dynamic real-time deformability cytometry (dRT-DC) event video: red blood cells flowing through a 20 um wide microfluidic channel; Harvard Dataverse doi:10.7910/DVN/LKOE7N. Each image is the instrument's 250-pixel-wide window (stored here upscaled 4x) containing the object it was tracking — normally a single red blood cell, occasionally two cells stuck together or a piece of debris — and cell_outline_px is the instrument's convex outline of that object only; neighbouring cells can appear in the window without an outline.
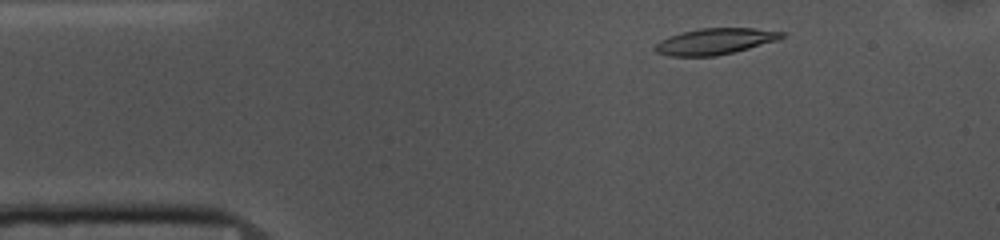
{"species": "common noctule bat (a hibernating species)", "species_latin": "Nyctalus noctula", "temperature_condition": "cold", "stored_images_in_passage": 49, "camera_frame_rate_fps": 3000, "um_per_image_px": 0.085, "animal": {"sex": "female", "body_mass_g": 10.0, "forearm_length_mm": 53.1}, "frame": {"image": 1, "passage_image": 3, "time_ms": 0.667, "image_size_px": [1000, 240], "cell_outline_px": [[784, 36], [776, 40], [748, 48], [716, 56], [668, 56], [656, 52], [652, 48], [660, 40], [668, 36], [700, 28], [752, 28], [784, 32]], "centroid_in_image_um": [60.71, 3.52], "position_along_channel_um": 24.3, "area_um2": 19.07}}
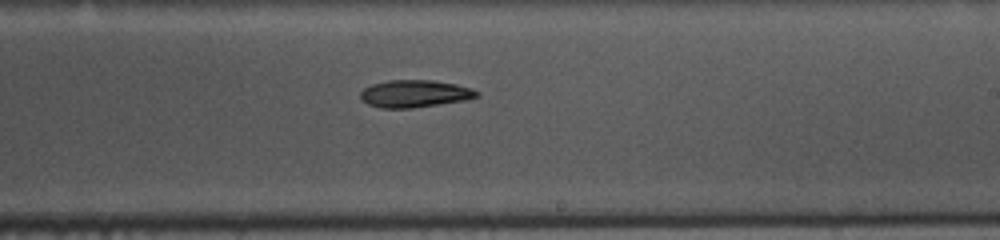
{"frame": {"image": 2, "passage_image": 26, "time_ms": 8.333, "image_size_px": [1000, 240], "cell_outline_px": [[480, 96], [464, 100], [412, 108], [380, 108], [368, 104], [360, 100], [360, 92], [364, 88], [372, 84], [388, 80], [436, 80], [456, 84], [472, 88], [480, 92]], "centroid_in_image_um": [35.24, 7.96], "position_along_channel_um": 253.8, "area_um2": 18.67}}
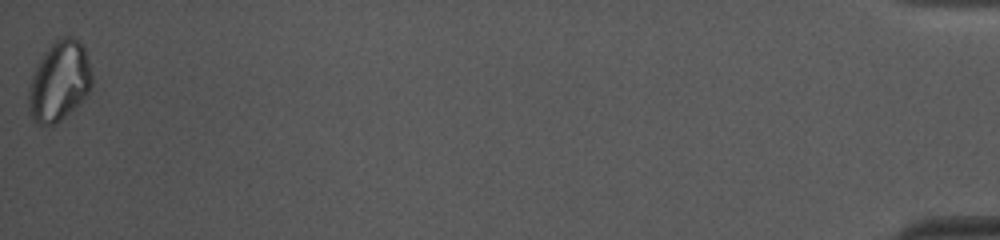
{"frame": {"image": 3, "passage_image": 49, "time_ms": 16.0, "image_size_px": [1000, 240], "cell_outline_px": [[92, 84], [88, 92], [56, 124], [36, 124], [32, 120], [28, 112], [28, 92], [32, 76], [44, 52], [56, 40], [64, 36], [72, 36], [84, 48], [92, 72]], "centroid_in_image_um": [5.01, 6.91], "position_along_channel_um": 430.2, "area_um2": 28.96}, "authors_computed_cell_mechanics": {"area_um2": 19.3052, "velocity_mm_per_s": 3.6538, "shape_relaxation_time_tau1_ms": 5.0683, "shape_relaxation_time_tau2_ms": null, "deformation_change_tau1": 0.1227, "deformation_change_tau2": null}}